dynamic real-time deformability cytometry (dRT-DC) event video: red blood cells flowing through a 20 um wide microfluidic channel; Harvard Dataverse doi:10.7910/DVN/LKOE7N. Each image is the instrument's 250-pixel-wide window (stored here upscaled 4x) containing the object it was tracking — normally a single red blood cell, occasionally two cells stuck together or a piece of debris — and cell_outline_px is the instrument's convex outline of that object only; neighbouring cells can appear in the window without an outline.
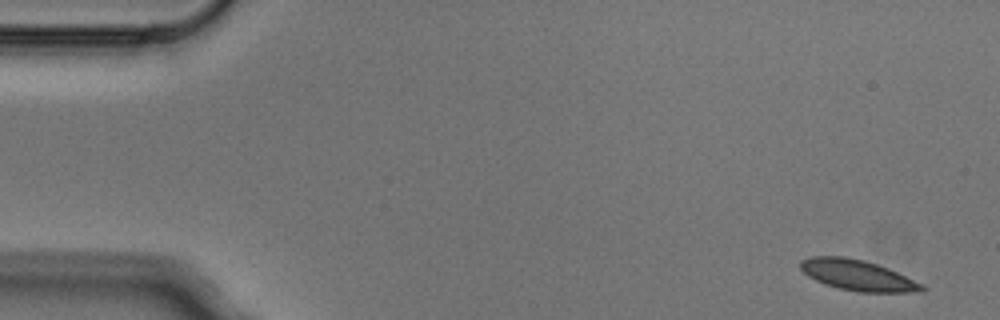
{"species": "Egyptian fruit bat (a non-hibernating species)", "species_latin": "Rousettus aegyptiacus", "temperature_condition": "cold", "stored_images_in_passage": 5, "camera_frame_rate_fps": 3000, "um_per_image_px": 0.085, "animal": {"sex": "male"}, "frame": {"image": 1, "passage_image": 1, "time_ms": 0.0, "image_size_px": [1000, 320], "cell_outline_px": [[928, 288], [924, 292], [860, 292], [840, 288], [824, 284], [808, 276], [800, 268], [800, 260], [808, 256], [844, 256], [864, 260], [888, 268], [924, 284]], "centroid_in_image_um": [72.92, 23.39], "position_along_channel_um": 12.1, "area_um2": 21.85}}
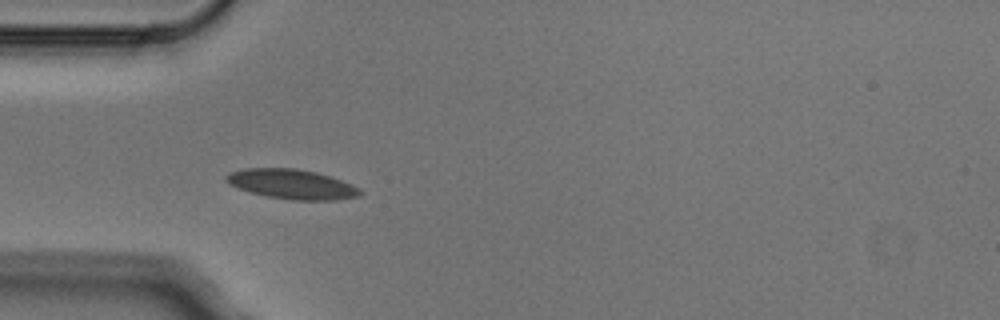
{"frame": {"image": 2, "passage_image": 4, "time_ms": 1.0, "image_size_px": [1000, 320], "cell_outline_px": [[364, 192], [360, 196], [336, 200], [292, 200], [268, 196], [252, 192], [228, 184], [224, 180], [224, 176], [232, 172], [244, 168], [296, 168], [316, 172], [352, 184], [360, 188]], "centroid_in_image_um": [24.83, 15.65], "position_along_channel_um": 60.2, "area_um2": 23.12}}
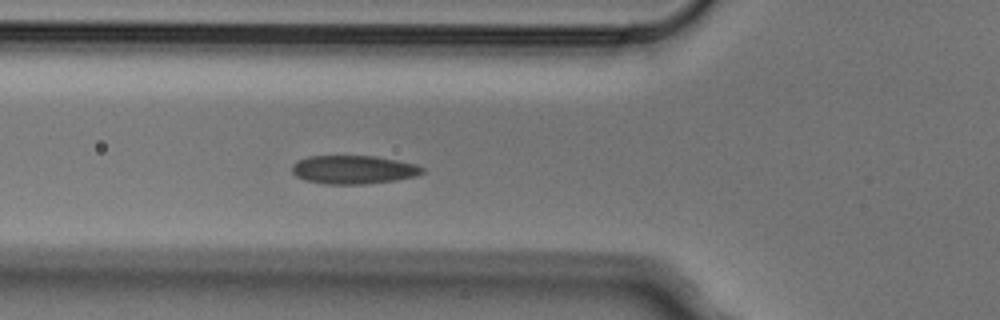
{"frame": {"image": 3, "passage_image": 5, "time_ms": 1.333, "image_size_px": [1000, 320], "cell_outline_px": [[424, 172], [416, 176], [396, 180], [364, 184], [324, 184], [304, 180], [296, 176], [292, 172], [292, 164], [296, 160], [308, 156], [376, 156], [416, 164], [424, 168]], "centroid_in_image_um": [30.02, 14.42], "position_along_channel_um": 95.8, "area_um2": 21.79}}